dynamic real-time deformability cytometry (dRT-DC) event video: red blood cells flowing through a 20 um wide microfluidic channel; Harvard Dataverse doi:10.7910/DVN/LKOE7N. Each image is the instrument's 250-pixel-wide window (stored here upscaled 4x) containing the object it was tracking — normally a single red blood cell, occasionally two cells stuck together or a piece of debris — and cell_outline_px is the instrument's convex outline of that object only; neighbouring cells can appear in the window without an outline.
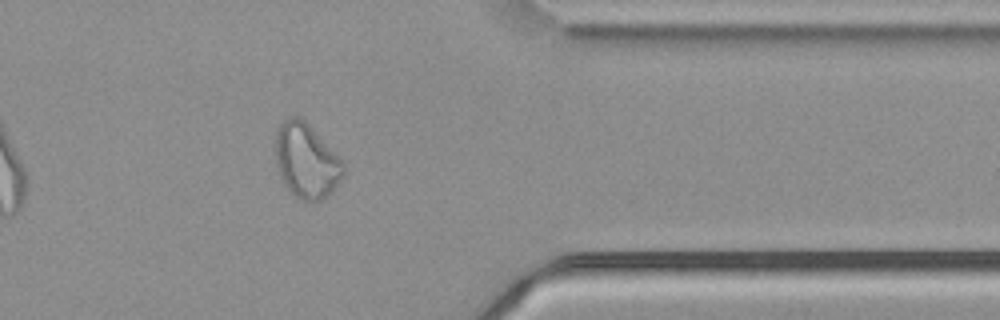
{"species": "common noctule bat (a hibernating species)", "species_latin": "Nyctalus noctula", "temperature_condition": "cold", "stored_images_in_passage": 34, "camera_frame_rate_fps": 3000, "um_per_image_px": 0.085, "animal": {"sex": "male", "body_mass_g": 21.5, "forearm_length_mm": 52.0}, "frame": {"image": 1, "passage_image": 29, "time_ms": 9.333, "image_size_px": [1000, 320], "cell_outline_px": [[344, 176], [328, 196], [312, 204], [300, 200], [284, 184], [280, 176], [276, 164], [276, 128], [284, 120], [292, 116], [300, 116], [308, 124], [344, 164]], "centroid_in_image_um": [26.02, 13.71], "position_along_channel_um": 385.4, "area_um2": 29.36}}